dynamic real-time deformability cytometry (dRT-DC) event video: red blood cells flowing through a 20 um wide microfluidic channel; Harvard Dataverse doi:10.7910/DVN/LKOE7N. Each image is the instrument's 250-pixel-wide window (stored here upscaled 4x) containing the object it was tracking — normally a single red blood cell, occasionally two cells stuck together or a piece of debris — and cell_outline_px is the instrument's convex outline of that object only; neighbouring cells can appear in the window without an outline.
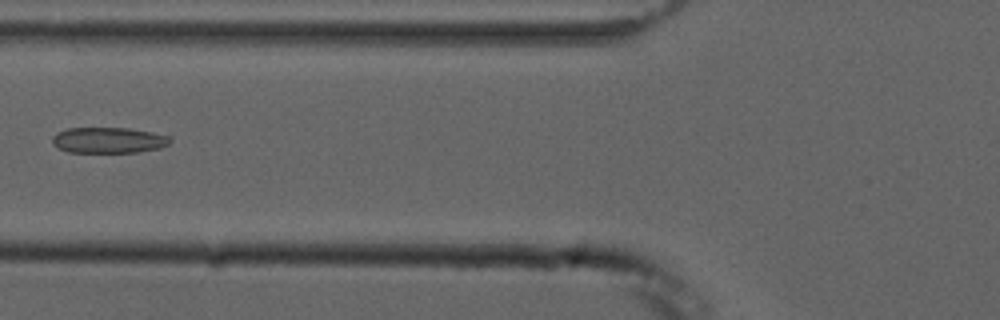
{"species": "common noctule bat (a hibernating species)", "species_latin": "Nyctalus noctula", "temperature_condition": "cold", "stored_images_in_passage": 6, "camera_frame_rate_fps": 3000, "um_per_image_px": 0.085, "animal": {"sex": "male", "forearm_length_mm": 52.5}, "frame": {"image": 1, "passage_image": 6, "time_ms": 6.0, "image_size_px": [1000, 320], "cell_outline_px": [[172, 140], [168, 144], [160, 148], [136, 152], [68, 152], [56, 148], [52, 144], [52, 136], [56, 132], [68, 128], [128, 128], [152, 132], [172, 136]], "centroid_in_image_um": [9.21, 11.91], "position_along_channel_um": 116.6, "area_um2": 17.92}}